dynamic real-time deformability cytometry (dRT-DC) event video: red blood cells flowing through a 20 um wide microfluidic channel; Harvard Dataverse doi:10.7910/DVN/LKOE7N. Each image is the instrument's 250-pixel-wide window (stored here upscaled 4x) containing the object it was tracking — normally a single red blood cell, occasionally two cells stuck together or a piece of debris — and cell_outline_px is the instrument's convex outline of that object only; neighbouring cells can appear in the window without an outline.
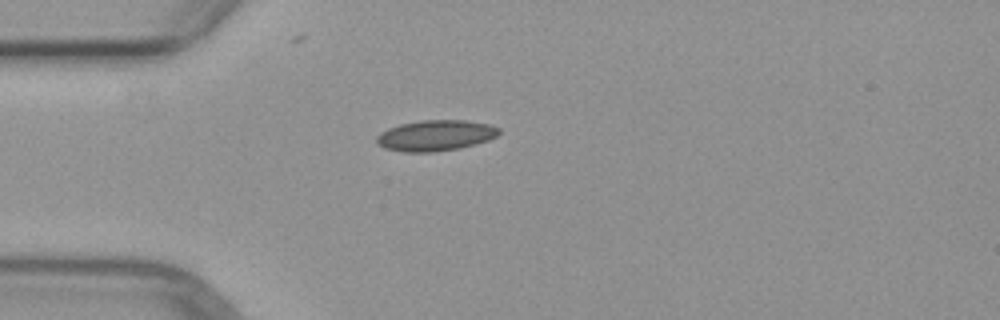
{"species": "common noctule bat (a hibernating species)", "species_latin": "Nyctalus noctula", "temperature_condition": "warm", "stored_images_in_passage": 4, "camera_frame_rate_fps": 3000, "um_per_image_px": 0.085, "animal": {"sex": "female", "body_mass_g": 29.2, "forearm_length_mm": 56.3}, "frame": {"image": 1, "passage_image": 4, "time_ms": 3.667, "image_size_px": [1000, 320], "cell_outline_px": [[500, 132], [496, 136], [488, 140], [460, 148], [432, 152], [404, 152], [384, 148], [376, 144], [376, 136], [380, 132], [388, 128], [400, 124], [420, 120], [464, 120], [488, 124], [500, 128]], "centroid_in_image_um": [36.98, 11.51], "position_along_channel_um": 48.0, "area_um2": 22.02}}